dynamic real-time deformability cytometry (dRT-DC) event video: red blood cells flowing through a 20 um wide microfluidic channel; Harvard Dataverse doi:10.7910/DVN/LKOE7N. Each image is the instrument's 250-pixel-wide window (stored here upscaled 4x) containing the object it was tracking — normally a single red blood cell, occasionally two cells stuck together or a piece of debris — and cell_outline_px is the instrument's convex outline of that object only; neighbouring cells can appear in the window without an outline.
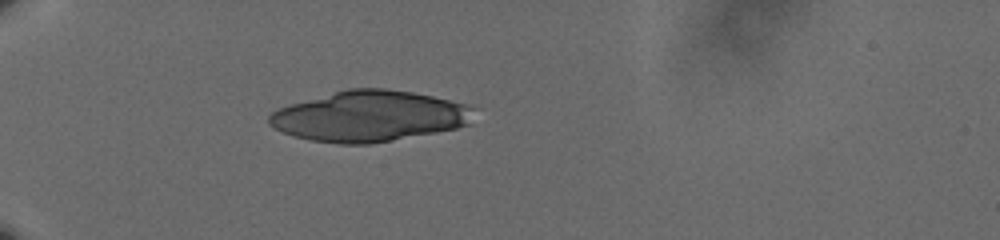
{"species": "human", "species_latin": "Homo sapiens", "temperature_condition": "cold", "stored_images_in_passage": 40, "camera_frame_rate_fps": 3000, "um_per_image_px": 0.085, "donor": {"sex": "male"}, "frame": {"image": 1, "passage_image": 1, "time_ms": 0.0, "image_size_px": [1000, 240], "cell_outline_px": [[476, 108], [468, 124], [456, 128], [436, 132], [368, 144], [340, 144], [312, 140], [296, 136], [284, 132], [268, 124], [268, 116], [272, 112], [280, 108], [292, 104], [348, 88], [384, 88], [412, 92], [432, 96], [464, 104]], "centroid_in_image_um": [31.41, 9.87], "position_along_channel_um": 53.6, "area_um2": 59.77}}